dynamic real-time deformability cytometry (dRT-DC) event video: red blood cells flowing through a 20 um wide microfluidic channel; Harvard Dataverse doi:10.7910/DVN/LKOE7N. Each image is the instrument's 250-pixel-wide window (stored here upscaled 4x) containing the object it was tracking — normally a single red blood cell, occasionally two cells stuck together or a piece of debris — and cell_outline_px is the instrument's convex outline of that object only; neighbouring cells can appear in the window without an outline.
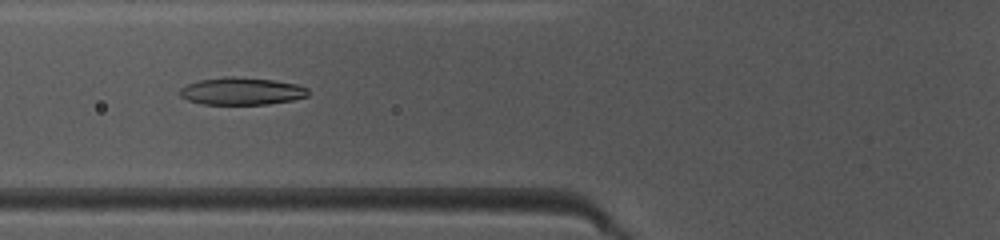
{"species": "common noctule bat (a hibernating species)", "species_latin": "Nyctalus noctula", "temperature_condition": "warm", "stored_images_in_passage": 49, "camera_frame_rate_fps": 3000, "um_per_image_px": 0.085, "animal": {"sex": "female", "body_mass_g": 10.0, "forearm_length_mm": 53.1}, "frame": {"image": 1, "passage_image": 19, "time_ms": 6.0, "image_size_px": [1000, 240], "cell_outline_px": [[308, 96], [292, 100], [268, 104], [204, 104], [188, 100], [180, 96], [180, 88], [188, 84], [200, 80], [224, 76], [232, 76], [272, 80], [296, 84], [308, 88]], "centroid_in_image_um": [20.53, 7.75], "position_along_channel_um": 105.3, "area_um2": 20.35}}
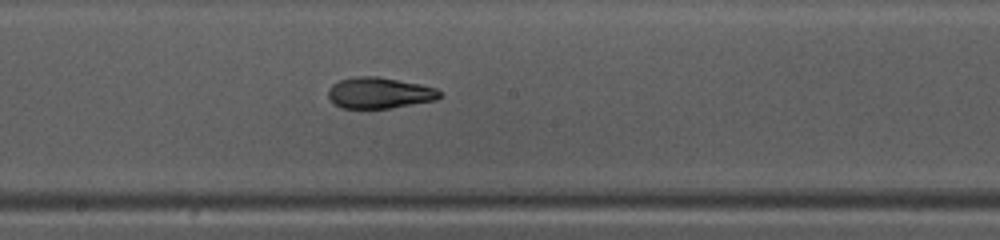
{"frame": {"image": 2, "passage_image": 27, "time_ms": 8.667, "image_size_px": [1000, 240], "cell_outline_px": [[444, 96], [436, 100], [392, 108], [340, 108], [328, 96], [328, 88], [332, 84], [340, 80], [356, 76], [380, 76], [420, 84], [436, 88]], "centroid_in_image_um": [32.27, 7.89], "position_along_channel_um": 215.9, "area_um2": 20.35}}
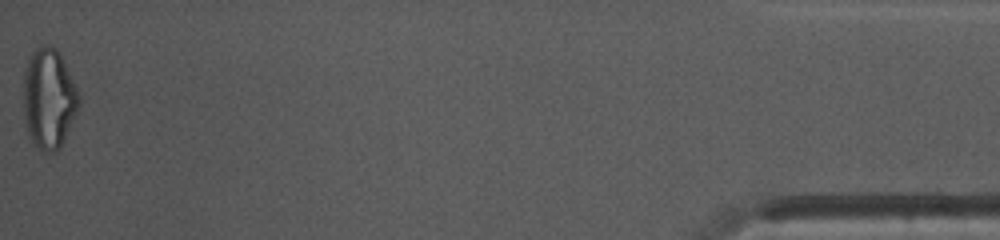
{"frame": {"image": 3, "passage_image": 49, "time_ms": 16.0, "image_size_px": [1000, 240], "cell_outline_px": [[80, 104], [60, 148], [56, 152], [44, 152], [32, 144], [28, 136], [24, 120], [24, 72], [28, 56], [40, 44], [48, 44], [56, 48], [80, 96]], "centroid_in_image_um": [4.12, 8.4], "position_along_channel_um": 431.1, "area_um2": 32.43}, "authors_computed_cell_mechanics": {"area_um2": 21.097, "velocity_mm_per_s": 4.1239, "shape_relaxation_time_tau1_ms": 5.0984, "shape_relaxation_time_tau2_ms": 3.8315, "deformation_change_tau1": 0.1966, "deformation_change_tau2": 0.09}}